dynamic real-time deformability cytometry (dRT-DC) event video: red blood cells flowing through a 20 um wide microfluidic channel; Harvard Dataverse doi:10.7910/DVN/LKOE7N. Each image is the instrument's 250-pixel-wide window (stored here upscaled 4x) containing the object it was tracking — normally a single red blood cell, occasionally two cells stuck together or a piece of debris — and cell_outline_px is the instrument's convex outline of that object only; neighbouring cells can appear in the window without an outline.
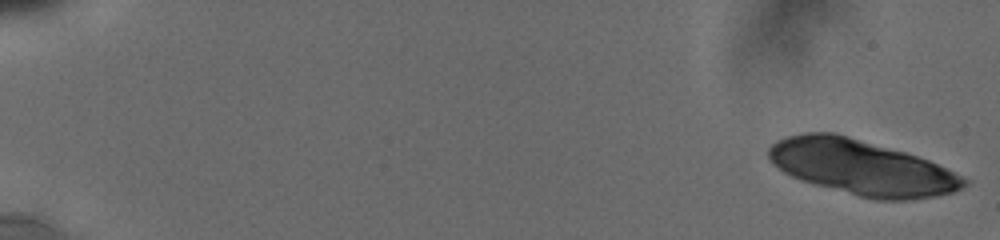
{"species": "human", "species_latin": "Homo sapiens", "temperature_condition": "cold", "stored_images_in_passage": 16, "camera_frame_rate_fps": 3000, "um_per_image_px": 0.085, "donor": {"sex": "male"}, "frame": {"image": 1, "passage_image": 1, "time_ms": 0.0, "image_size_px": [1000, 240], "cell_outline_px": [[972, 180], [964, 188], [952, 192], [936, 196], [912, 200], [876, 200], [860, 196], [800, 180], [784, 172], [772, 164], [768, 156], [768, 148], [776, 140], [788, 136], [804, 132], [832, 132], [904, 152], [928, 160], [956, 172]], "centroid_in_image_um": [73.27, 14.24], "position_along_channel_um": 11.7, "area_um2": 62.48}}